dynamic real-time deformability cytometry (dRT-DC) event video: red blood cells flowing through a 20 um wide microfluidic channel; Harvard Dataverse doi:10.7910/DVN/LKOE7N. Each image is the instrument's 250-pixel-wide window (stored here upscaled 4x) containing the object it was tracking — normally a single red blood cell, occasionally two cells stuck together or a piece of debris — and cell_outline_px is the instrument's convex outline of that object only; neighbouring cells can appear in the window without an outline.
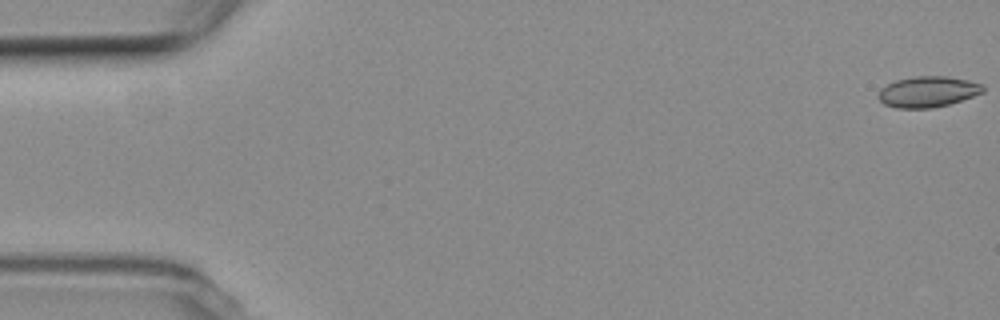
{"species": "common noctule bat (a hibernating species)", "species_latin": "Nyctalus noctula", "temperature_condition": "room temperature", "stored_images_in_passage": 14, "camera_frame_rate_fps": 3000, "um_per_image_px": 0.085, "animal": {"sex": "female", "body_mass_g": 19.3, "forearm_length_mm": 54.1}, "frame": {"image": 1, "passage_image": 1, "time_ms": 0.0, "image_size_px": [1000, 320], "cell_outline_px": [[984, 92], [948, 104], [932, 108], [896, 108], [884, 104], [876, 96], [880, 88], [896, 80], [912, 76], [948, 76], [968, 80], [984, 84]], "centroid_in_image_um": [78.84, 7.79], "position_along_channel_um": 6.2, "area_um2": 18.9}}